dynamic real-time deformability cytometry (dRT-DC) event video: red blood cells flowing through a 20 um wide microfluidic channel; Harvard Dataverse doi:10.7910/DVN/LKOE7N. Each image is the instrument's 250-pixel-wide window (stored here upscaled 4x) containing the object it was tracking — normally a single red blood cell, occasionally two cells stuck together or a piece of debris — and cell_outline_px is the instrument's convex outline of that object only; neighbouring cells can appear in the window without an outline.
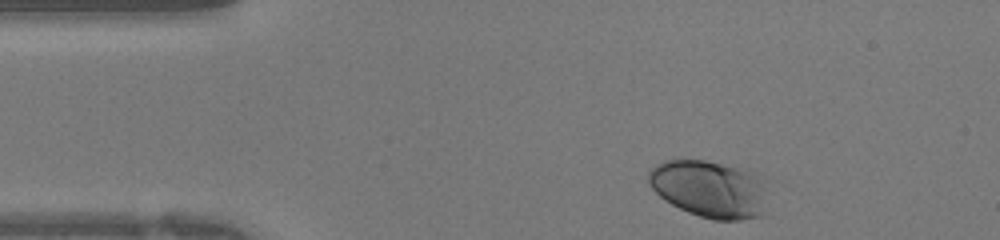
{"species": "human", "species_latin": "Homo sapiens", "temperature_condition": "warm", "stored_images_in_passage": 29, "camera_frame_rate_fps": 3000, "um_per_image_px": 0.085, "donor": {"sex": "female"}, "frame": {"image": 1, "passage_image": 1, "time_ms": 0.0, "image_size_px": [1000, 240], "cell_outline_px": [[764, 188], [760, 216], [740, 220], [712, 220], [688, 212], [664, 200], [652, 188], [648, 180], [648, 172], [656, 164], [664, 160], [704, 160], [748, 168], [756, 176]], "centroid_in_image_um": [60.23, 16.04], "position_along_channel_um": 24.8, "area_um2": 39.25}}
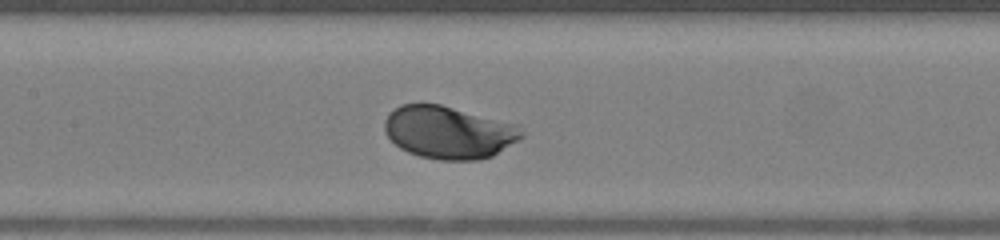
{"frame": {"image": 2, "passage_image": 14, "time_ms": 4.333, "image_size_px": [1000, 240], "cell_outline_px": [[524, 136], [492, 156], [476, 160], [440, 160], [420, 156], [408, 152], [400, 148], [384, 132], [384, 120], [400, 104], [440, 104], [520, 124], [524, 132]], "centroid_in_image_um": [38.17, 11.24], "position_along_channel_um": 169.2, "area_um2": 42.08}}
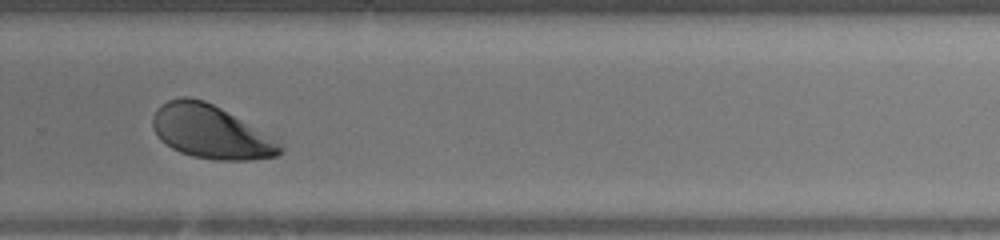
{"frame": {"image": 3, "passage_image": 23, "time_ms": 7.333, "image_size_px": [1000, 240], "cell_outline_px": [[284, 152], [280, 156], [252, 160], [216, 160], [192, 156], [180, 152], [172, 148], [160, 140], [152, 124], [152, 116], [156, 108], [160, 104], [168, 100], [180, 96], [188, 96], [204, 100], [220, 108], [280, 140], [284, 144]], "centroid_in_image_um": [17.96, 11.22], "position_along_channel_um": 311.8, "area_um2": 40.11}}